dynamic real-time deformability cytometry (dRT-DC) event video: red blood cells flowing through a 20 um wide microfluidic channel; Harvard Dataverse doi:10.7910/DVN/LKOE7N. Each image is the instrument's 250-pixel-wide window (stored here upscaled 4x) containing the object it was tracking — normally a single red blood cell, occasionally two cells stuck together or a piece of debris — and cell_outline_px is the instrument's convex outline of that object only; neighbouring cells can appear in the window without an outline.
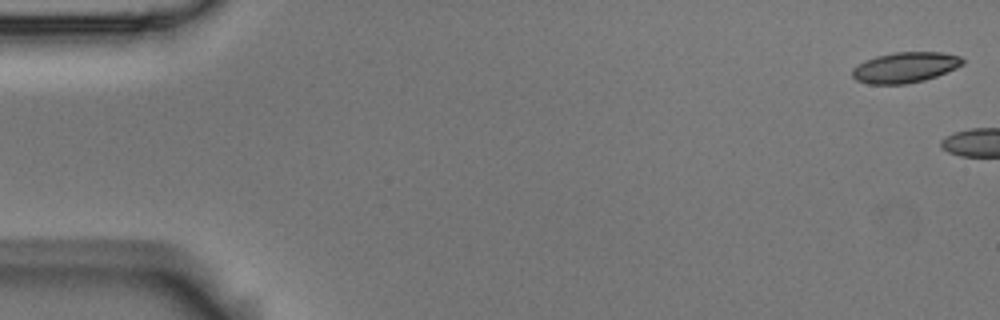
{"species": "Egyptian fruit bat (a non-hibernating species)", "species_latin": "Rousettus aegyptiacus", "temperature_condition": "room temperature", "stored_images_in_passage": 8, "camera_frame_rate_fps": 3000, "um_per_image_px": 0.085, "animal": {"sex": "male"}, "frame": {"image": 1, "passage_image": 1, "time_ms": 0.0, "image_size_px": [1000, 320], "cell_outline_px": [[964, 64], [956, 68], [936, 76], [924, 80], [904, 84], [868, 84], [856, 80], [852, 76], [852, 68], [856, 64], [864, 60], [876, 56], [896, 52], [940, 52], [960, 56], [964, 60]], "centroid_in_image_um": [76.9, 5.73], "position_along_channel_um": 8.1, "area_um2": 19.71}}
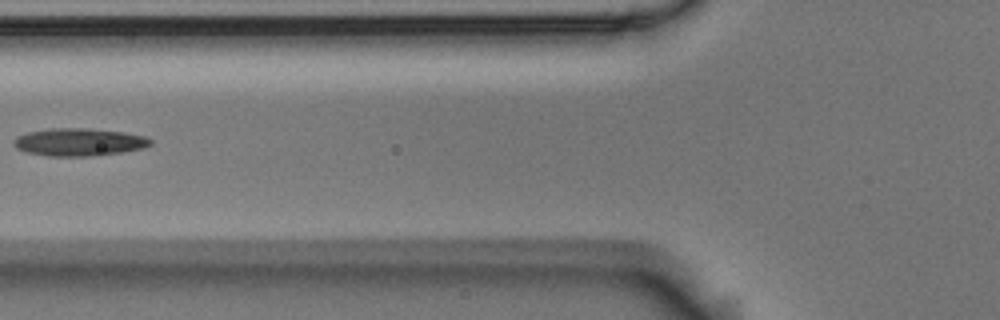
{"frame": {"image": 2, "passage_image": 7, "time_ms": 2.0, "image_size_px": [1000, 320], "cell_outline_px": [[152, 144], [144, 148], [120, 152], [88, 156], [48, 156], [28, 152], [16, 148], [12, 144], [12, 140], [16, 136], [28, 132], [48, 128], [88, 128], [124, 132], [148, 136], [152, 140]], "centroid_in_image_um": [6.71, 12.06], "position_along_channel_um": 119.1, "area_um2": 22.2}}
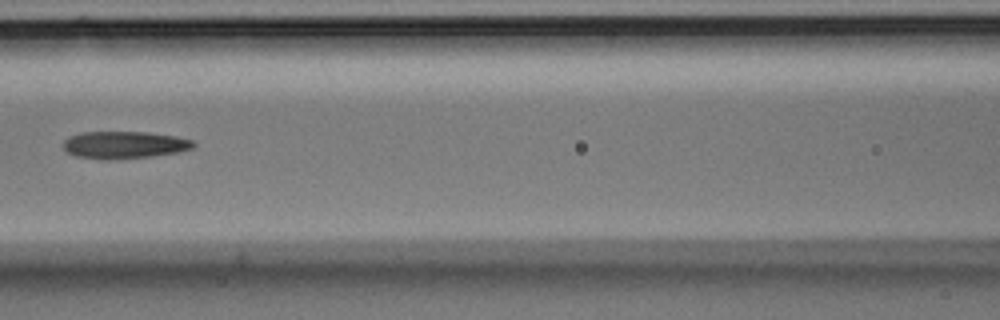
{"frame": {"image": 3, "passage_image": 8, "time_ms": 2.333, "image_size_px": [1000, 320], "cell_outline_px": [[196, 144], [192, 148], [180, 152], [152, 156], [108, 160], [104, 160], [76, 156], [68, 152], [64, 148], [64, 140], [68, 136], [80, 132], [148, 132], [176, 136], [192, 140]], "centroid_in_image_um": [10.57, 12.31], "position_along_channel_um": 156.0, "area_um2": 20.81}}